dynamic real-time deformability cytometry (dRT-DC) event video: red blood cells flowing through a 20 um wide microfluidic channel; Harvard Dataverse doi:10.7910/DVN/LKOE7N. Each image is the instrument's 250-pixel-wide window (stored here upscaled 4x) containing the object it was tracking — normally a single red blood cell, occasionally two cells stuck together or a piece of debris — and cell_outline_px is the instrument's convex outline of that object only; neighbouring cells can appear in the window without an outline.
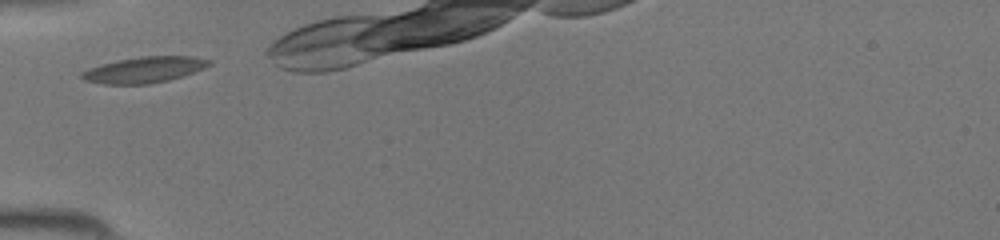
{"species": "common noctule bat (a hibernating species)", "species_latin": "Nyctalus noctula", "temperature_condition": "room temperature", "stored_images_in_passage": 22, "camera_frame_rate_fps": 3000, "um_per_image_px": 0.085, "animal": {"sex": "female", "body_mass_g": 19.5, "forearm_length_mm": 54.1}, "frame": {"image": 1, "passage_image": 1, "time_ms": 0.0, "image_size_px": [1000, 240], "cell_outline_px": [[212, 64], [204, 68], [184, 76], [168, 80], [148, 84], [104, 84], [84, 80], [80, 76], [80, 72], [88, 68], [100, 64], [140, 56], [192, 56], [212, 60]], "centroid_in_image_um": [12.27, 5.93], "position_along_channel_um": 72.7, "area_um2": 19.36}}